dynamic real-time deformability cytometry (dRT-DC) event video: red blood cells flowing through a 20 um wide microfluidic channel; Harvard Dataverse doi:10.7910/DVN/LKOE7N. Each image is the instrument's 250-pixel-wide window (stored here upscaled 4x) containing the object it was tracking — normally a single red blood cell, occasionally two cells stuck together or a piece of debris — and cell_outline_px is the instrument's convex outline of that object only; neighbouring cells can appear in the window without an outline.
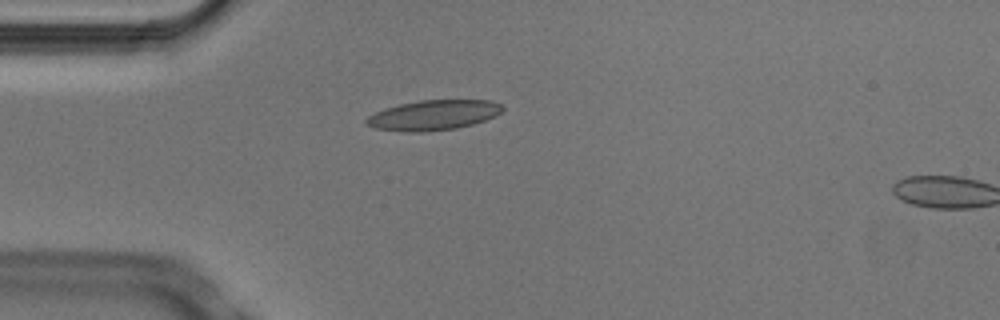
{"species": "Egyptian fruit bat (a non-hibernating species)", "species_latin": "Rousettus aegyptiacus", "temperature_condition": "cold", "stored_images_in_passage": 3, "camera_frame_rate_fps": 3000, "um_per_image_px": 0.085, "animal": {"sex": "male"}, "frame": {"image": 1, "passage_image": 2, "time_ms": 0.333, "image_size_px": [1000, 320], "cell_outline_px": [[504, 108], [496, 116], [472, 124], [456, 128], [424, 132], [400, 132], [376, 128], [364, 124], [364, 120], [368, 116], [384, 108], [400, 104], [420, 100], [492, 100], [500, 104]], "centroid_in_image_um": [36.81, 9.79], "position_along_channel_um": 48.2, "area_um2": 23.93}}